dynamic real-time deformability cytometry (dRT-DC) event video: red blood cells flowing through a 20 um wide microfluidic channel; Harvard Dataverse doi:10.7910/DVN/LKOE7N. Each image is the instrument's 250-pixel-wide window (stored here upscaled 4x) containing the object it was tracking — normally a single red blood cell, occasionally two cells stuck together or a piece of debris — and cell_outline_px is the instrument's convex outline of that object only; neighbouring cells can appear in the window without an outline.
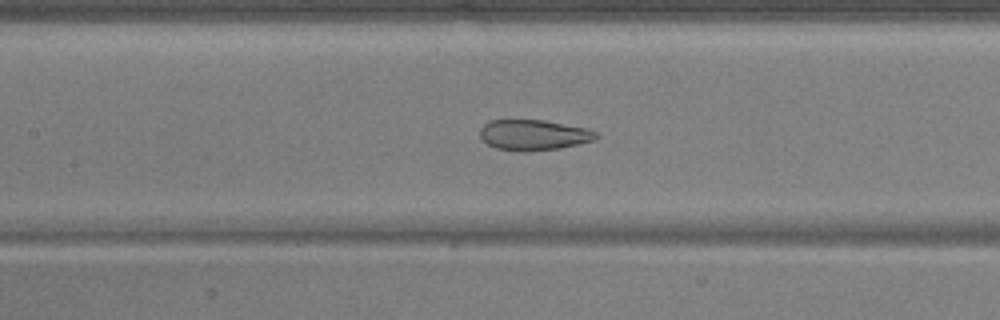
{"species": "common noctule bat (a hibernating species)", "species_latin": "Nyctalus noctula", "temperature_condition": "warm", "stored_images_in_passage": 54, "camera_frame_rate_fps": 3000, "um_per_image_px": 0.085, "animal": {"sex": "male", "body_mass_g": 17.9, "forearm_length_mm": 54.2}, "frame": {"image": 1, "passage_image": 25, "time_ms": 8.0, "image_size_px": [1000, 320], "cell_outline_px": [[600, 136], [596, 140], [560, 148], [528, 152], [524, 152], [496, 148], [488, 144], [480, 136], [480, 128], [484, 124], [492, 120], [544, 120], [588, 128], [596, 132]], "centroid_in_image_um": [45.4, 11.47], "position_along_channel_um": 162.0, "area_um2": 20.81}}
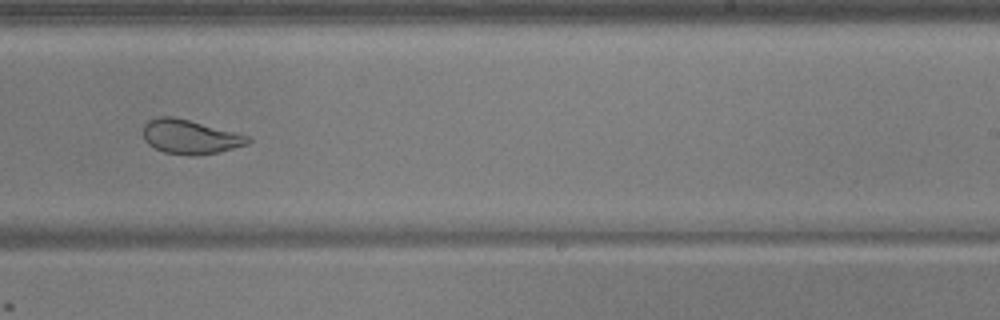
{"frame": {"image": 2, "passage_image": 34, "time_ms": 11.0, "image_size_px": [1000, 320], "cell_outline_px": [[252, 140], [248, 144], [220, 152], [196, 156], [192, 156], [164, 152], [148, 144], [144, 140], [144, 124], [148, 120], [156, 116], [172, 116], [188, 120], [248, 136]], "centroid_in_image_um": [16.13, 11.64], "position_along_channel_um": 272.9, "area_um2": 20.75}}
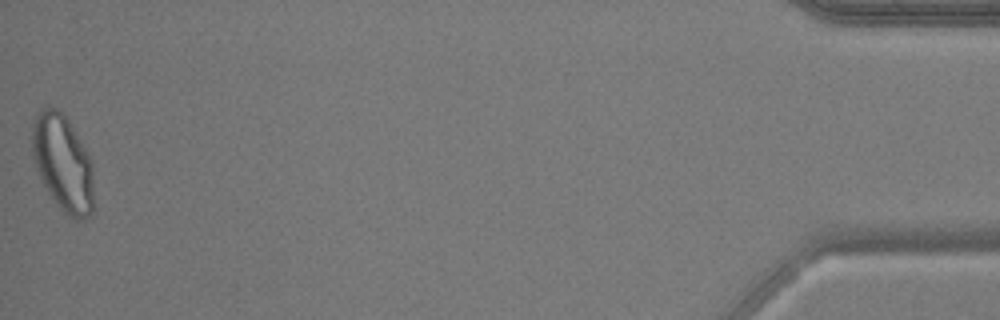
{"frame": {"image": 3, "passage_image": 54, "time_ms": 17.667, "image_size_px": [1000, 320], "cell_outline_px": [[92, 212], [84, 220], [76, 220], [68, 216], [56, 204], [48, 192], [36, 168], [32, 156], [32, 124], [36, 112], [40, 108], [56, 108], [68, 120], [88, 152], [92, 160]], "centroid_in_image_um": [5.33, 13.86], "position_along_channel_um": 429.9, "area_um2": 34.62}, "authors_computed_cell_mechanics": {"area_um2": 28.0041, "velocity_mm_per_s": 3.71, "shape_relaxation_time_tau1_ms": null, "shape_relaxation_time_tau2_ms": 1.506, "deformation_change_tau1": null, "deformation_change_tau2": 0.0671}}